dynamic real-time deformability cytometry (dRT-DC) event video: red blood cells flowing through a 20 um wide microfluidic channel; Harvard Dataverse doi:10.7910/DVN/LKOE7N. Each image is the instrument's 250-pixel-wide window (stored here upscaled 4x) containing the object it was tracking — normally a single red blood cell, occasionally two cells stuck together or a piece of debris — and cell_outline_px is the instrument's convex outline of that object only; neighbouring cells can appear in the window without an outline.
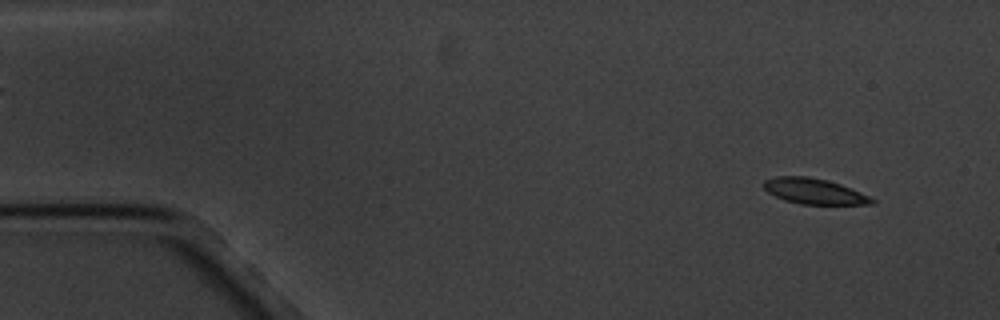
{"species": "common noctule bat (a hibernating species)", "species_latin": "Nyctalus noctula", "temperature_condition": "cold", "stored_images_in_passage": 3, "segment_of_instrument_passage": [2, 2], "camera_frame_rate_fps": 3000, "um_per_image_px": 0.085, "animal": {"sex": "male", "body_mass_g": 20.1, "forearm_length_mm": 53.5}, "frame": {"image": 1, "passage_image": 3, "time_ms": 3.333, "image_size_px": [1000, 320], "cell_outline_px": [[876, 204], [800, 204], [784, 200], [768, 192], [760, 184], [764, 180], [776, 176], [804, 176], [828, 180], [840, 184], [860, 192], [876, 200]], "centroid_in_image_um": [69.17, 16.25], "position_along_channel_um": 15.8, "area_um2": 16.13}}